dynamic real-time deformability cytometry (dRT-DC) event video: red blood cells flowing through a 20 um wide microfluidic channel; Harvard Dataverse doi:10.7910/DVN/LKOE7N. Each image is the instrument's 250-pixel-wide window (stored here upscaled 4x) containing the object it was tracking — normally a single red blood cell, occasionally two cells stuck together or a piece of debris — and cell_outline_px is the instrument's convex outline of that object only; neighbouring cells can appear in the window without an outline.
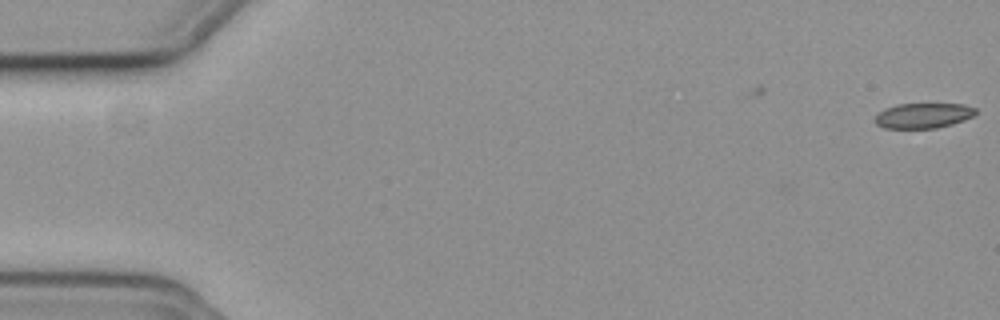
{"species": "common noctule bat (a hibernating species)", "species_latin": "Nyctalus noctula", "temperature_condition": "cold", "stored_images_in_passage": 6, "camera_frame_rate_fps": 3000, "um_per_image_px": 0.085, "animal": {"sex": "female", "body_mass_g": 19.3, "forearm_length_mm": 54.1}, "frame": {"image": 1, "passage_image": 6, "time_ms": 1.667, "image_size_px": [1000, 320], "cell_outline_px": [[976, 112], [972, 116], [964, 120], [952, 124], [936, 128], [884, 128], [876, 124], [872, 120], [884, 108], [896, 104], [964, 104], [976, 108]], "centroid_in_image_um": [78.45, 9.82], "position_along_channel_um": 6.6, "area_um2": 14.8}}